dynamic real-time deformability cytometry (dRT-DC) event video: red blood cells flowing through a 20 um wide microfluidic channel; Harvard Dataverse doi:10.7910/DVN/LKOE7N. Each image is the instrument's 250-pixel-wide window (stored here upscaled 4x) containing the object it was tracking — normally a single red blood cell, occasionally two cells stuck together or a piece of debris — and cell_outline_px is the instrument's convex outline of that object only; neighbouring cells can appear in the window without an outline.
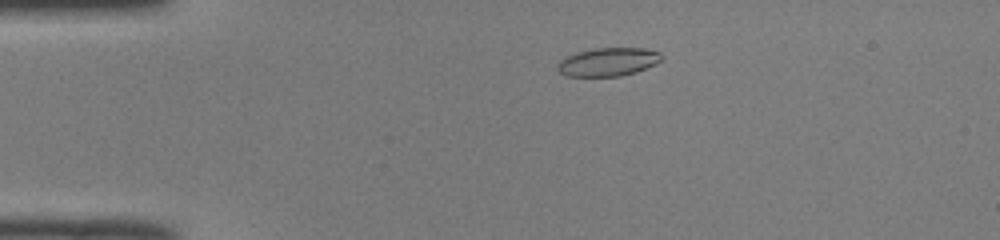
{"species": "common noctule bat (a hibernating species)", "species_latin": "Nyctalus noctula", "temperature_condition": "room temperature", "stored_images_in_passage": 17, "camera_frame_rate_fps": 3000, "um_per_image_px": 0.085, "animal": {"sex": "male", "body_mass_g": 19.0, "forearm_length_mm": 50.8}, "frame": {"image": 1, "passage_image": 8, "time_ms": 2.333, "image_size_px": [1000, 240], "cell_outline_px": [[664, 56], [656, 64], [636, 72], [620, 76], [568, 76], [560, 72], [556, 68], [556, 64], [560, 60], [576, 52], [592, 48], [644, 48], [660, 52]], "centroid_in_image_um": [51.69, 5.25], "position_along_channel_um": 33.3, "area_um2": 17.28}}
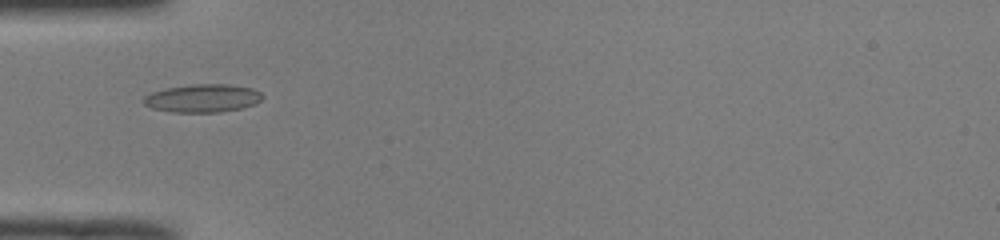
{"frame": {"image": 2, "passage_image": 14, "time_ms": 4.333, "image_size_px": [1000, 240], "cell_outline_px": [[264, 96], [256, 104], [240, 108], [220, 112], [172, 112], [152, 108], [144, 104], [144, 96], [152, 92], [164, 88], [192, 84], [228, 84], [252, 88], [260, 92]], "centroid_in_image_um": [17.23, 8.34], "position_along_channel_um": 67.8, "area_um2": 19.48}}
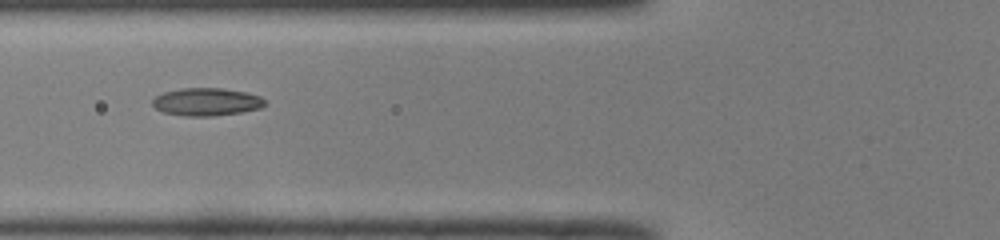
{"frame": {"image": 3, "passage_image": 17, "time_ms": 5.333, "image_size_px": [1000, 240], "cell_outline_px": [[264, 104], [260, 108], [240, 112], [212, 116], [184, 116], [164, 112], [156, 108], [152, 104], [152, 100], [156, 96], [164, 92], [180, 88], [224, 88], [244, 92], [260, 96], [264, 100]], "centroid_in_image_um": [17.53, 8.65], "position_along_channel_um": 108.3, "area_um2": 18.03}}